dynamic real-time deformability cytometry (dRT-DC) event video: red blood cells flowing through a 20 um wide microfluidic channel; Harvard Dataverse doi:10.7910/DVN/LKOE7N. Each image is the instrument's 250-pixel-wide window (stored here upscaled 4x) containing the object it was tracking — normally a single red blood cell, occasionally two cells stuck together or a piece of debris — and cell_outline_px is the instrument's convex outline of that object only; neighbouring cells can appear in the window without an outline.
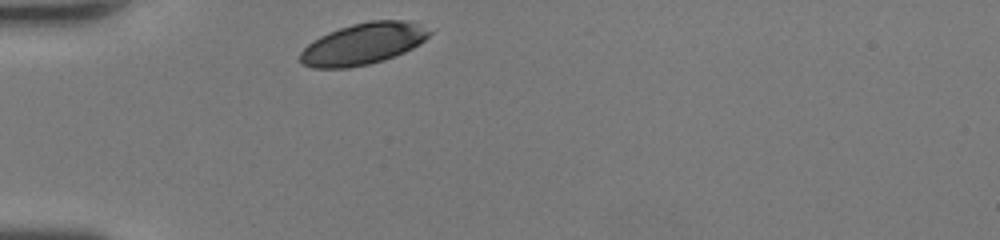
{"species": "human", "species_latin": "Homo sapiens", "temperature_condition": "room temperature", "stored_images_in_passage": 26, "camera_frame_rate_fps": 3000, "um_per_image_px": 0.085, "donor": {"sex": "female"}, "frame": {"image": 1, "passage_image": 1, "time_ms": 0.0, "image_size_px": [1000, 240], "cell_outline_px": [[432, 32], [420, 44], [404, 52], [384, 60], [368, 64], [348, 68], [312, 68], [300, 64], [300, 52], [308, 44], [320, 36], [328, 32], [352, 24], [372, 20], [404, 20], [416, 24]], "centroid_in_image_um": [30.82, 3.74], "position_along_channel_um": 54.2, "area_um2": 31.04}}
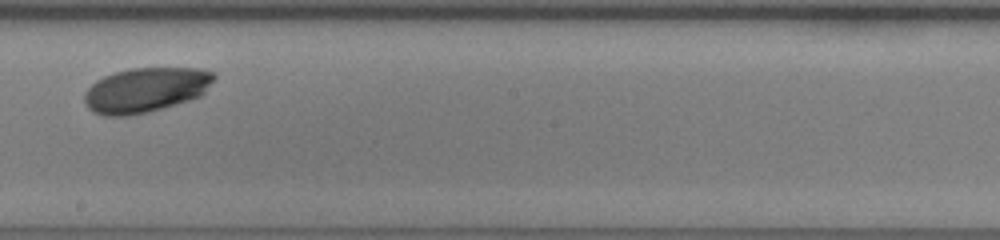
{"frame": {"image": 2, "passage_image": 15, "time_ms": 4.667, "image_size_px": [1000, 240], "cell_outline_px": [[216, 76], [204, 92], [200, 96], [188, 100], [148, 112], [128, 116], [100, 116], [92, 112], [84, 104], [84, 92], [96, 80], [104, 76], [116, 72], [132, 68], [200, 68], [216, 72]], "centroid_in_image_um": [12.35, 7.65], "position_along_channel_um": 235.8, "area_um2": 33.93}}
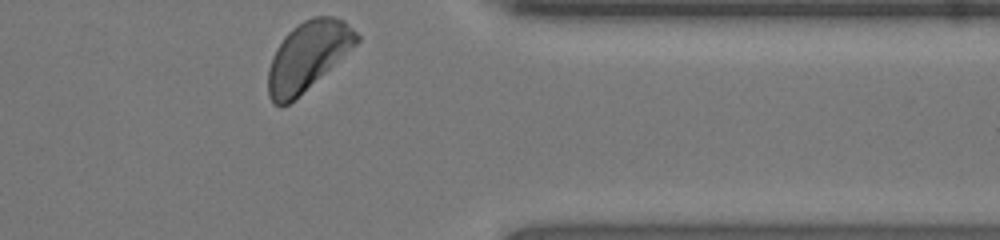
{"frame": {"image": 3, "passage_image": 26, "time_ms": 8.333, "image_size_px": [1000, 240], "cell_outline_px": [[360, 40], [356, 44], [288, 104], [280, 108], [272, 104], [268, 96], [268, 68], [272, 56], [276, 48], [284, 36], [292, 28], [304, 20], [312, 16], [332, 16], [344, 20], [360, 36]], "centroid_in_image_um": [26.11, 4.74], "position_along_channel_um": 385.3, "area_um2": 34.91}, "authors_computed_cell_mechanics": {"area_um2": 33.524, "velocity_mm_per_s": 4.2691, "shape_relaxation_time_tau1_ms": 1.2342, "shape_relaxation_time_tau2_ms": null, "deformation_change_tau1": 0.0905, "deformation_change_tau2": null}}